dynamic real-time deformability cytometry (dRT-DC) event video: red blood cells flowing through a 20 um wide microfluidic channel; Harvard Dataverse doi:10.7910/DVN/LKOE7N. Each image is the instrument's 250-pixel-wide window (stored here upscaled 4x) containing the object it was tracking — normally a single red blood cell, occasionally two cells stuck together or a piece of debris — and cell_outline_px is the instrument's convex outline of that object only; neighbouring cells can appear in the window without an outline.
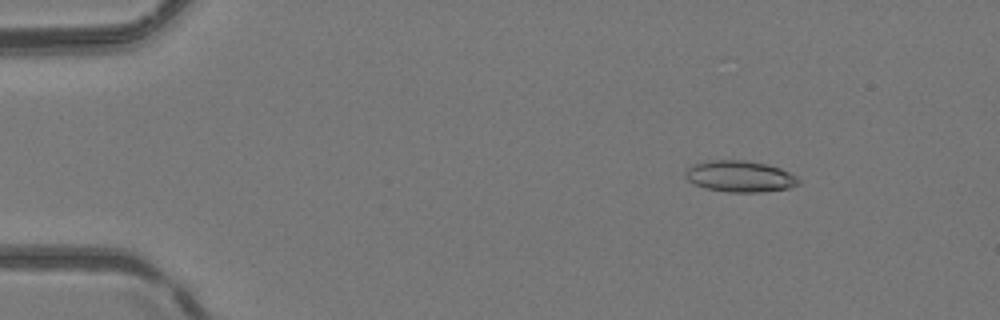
{"species": "common noctule bat (a hibernating species)", "species_latin": "Nyctalus noctula", "temperature_condition": "room temperature", "stored_images_in_passage": 52, "camera_frame_rate_fps": 3000, "um_per_image_px": 0.085, "animal": {"sex": "female", "body_mass_g": 24.6, "forearm_length_mm": 56.2}, "frame": {"image": 1, "passage_image": 8, "time_ms": 2.333, "image_size_px": [1000, 320], "cell_outline_px": [[800, 184], [788, 188], [760, 192], [728, 192], [704, 188], [688, 180], [684, 176], [684, 172], [692, 164], [708, 160], [744, 160], [764, 164], [780, 168], [796, 176], [800, 180]], "centroid_in_image_um": [62.86, 14.99], "position_along_channel_um": 22.1, "area_um2": 20.63}}
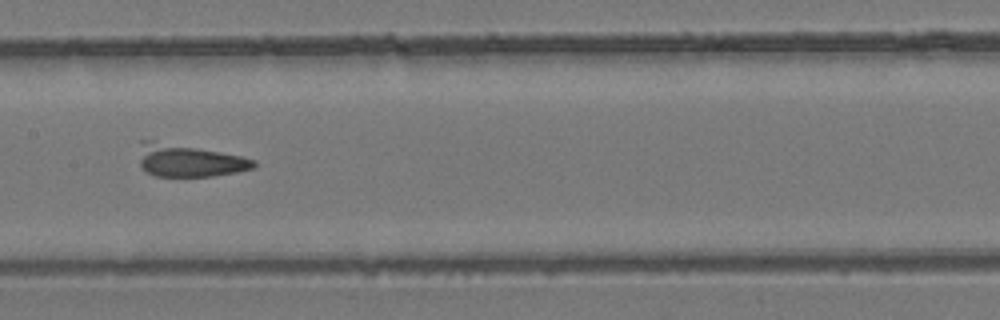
{"frame": {"image": 2, "passage_image": 27, "time_ms": 8.667, "image_size_px": [1000, 320], "cell_outline_px": [[256, 168], [236, 172], [212, 176], [156, 176], [144, 172], [140, 164], [140, 140], [152, 140], [220, 152], [240, 156], [256, 160]], "centroid_in_image_um": [16.04, 13.66], "position_along_channel_um": 191.4, "area_um2": 21.5}}
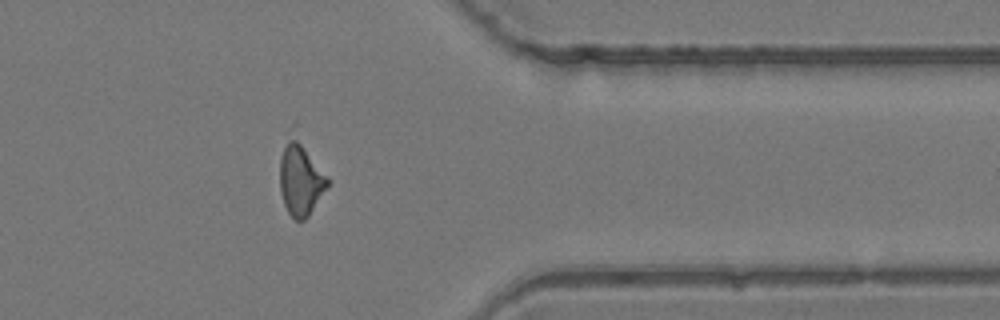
{"frame": {"image": 3, "passage_image": 42, "time_ms": 13.667, "image_size_px": [1000, 320], "cell_outline_px": [[328, 184], [308, 216], [304, 220], [296, 220], [288, 212], [284, 204], [280, 192], [280, 160], [284, 148], [292, 140], [296, 140], [300, 144], [328, 180]], "centroid_in_image_um": [25.5, 15.4], "position_along_channel_um": 385.9, "area_um2": 18.44}}